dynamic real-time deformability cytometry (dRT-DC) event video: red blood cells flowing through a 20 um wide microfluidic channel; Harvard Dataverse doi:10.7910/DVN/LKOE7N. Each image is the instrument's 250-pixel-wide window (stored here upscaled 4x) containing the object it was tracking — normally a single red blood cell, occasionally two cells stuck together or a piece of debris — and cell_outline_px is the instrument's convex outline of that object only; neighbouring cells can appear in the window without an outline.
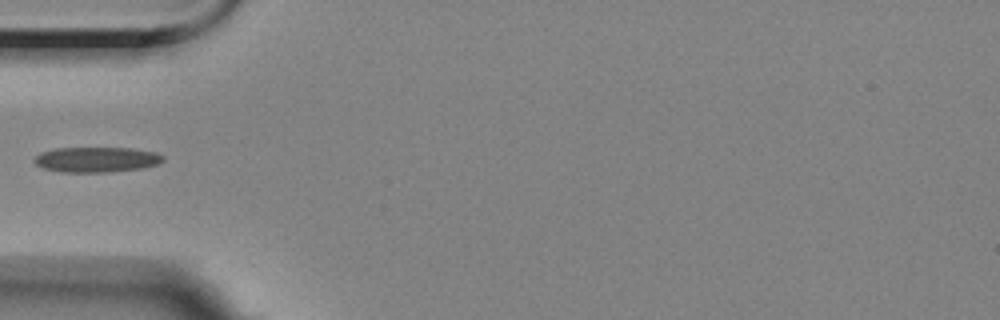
{"species": "Egyptian fruit bat (a non-hibernating species)", "species_latin": "Rousettus aegyptiacus", "temperature_condition": "room temperature", "stored_images_in_passage": 3, "camera_frame_rate_fps": 3000, "um_per_image_px": 0.085, "animal": {"sex": "female"}, "frame": {"image": 1, "passage_image": 2, "time_ms": 1.333, "image_size_px": [1000, 320], "cell_outline_px": [[164, 160], [156, 164], [144, 168], [108, 172], [60, 172], [44, 168], [36, 164], [32, 160], [40, 152], [56, 148], [132, 148], [156, 152], [164, 156]], "centroid_in_image_um": [8.2, 13.56], "position_along_channel_um": 76.8, "area_um2": 19.02}}
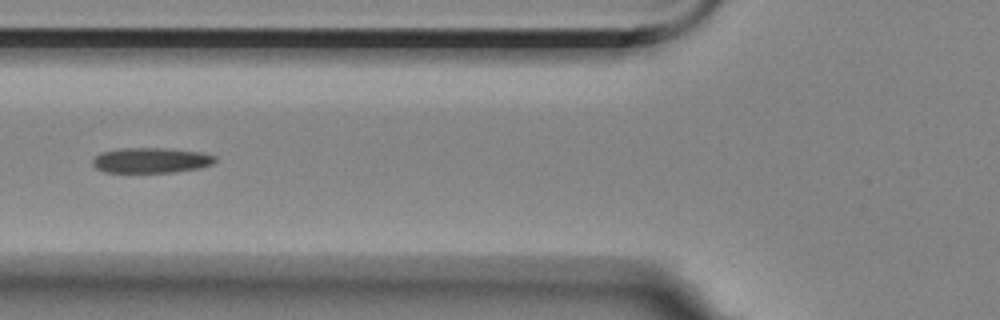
{"frame": {"image": 2, "passage_image": 3, "time_ms": 2.333, "image_size_px": [1000, 320], "cell_outline_px": [[216, 160], [212, 164], [200, 168], [176, 172], [108, 172], [96, 168], [92, 164], [92, 160], [100, 152], [120, 148], [164, 148], [204, 152], [216, 156]], "centroid_in_image_um": [12.87, 13.62], "position_along_channel_um": 112.9, "area_um2": 18.15}}